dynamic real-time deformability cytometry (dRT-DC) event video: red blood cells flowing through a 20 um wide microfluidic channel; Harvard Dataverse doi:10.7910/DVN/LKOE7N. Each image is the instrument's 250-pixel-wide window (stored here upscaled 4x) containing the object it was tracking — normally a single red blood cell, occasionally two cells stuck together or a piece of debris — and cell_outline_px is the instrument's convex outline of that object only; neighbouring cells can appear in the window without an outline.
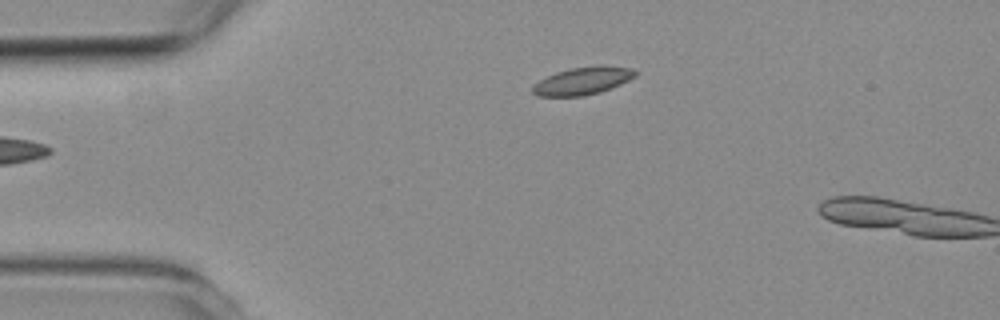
{"species": "common noctule bat (a hibernating species)", "species_latin": "Nyctalus noctula", "temperature_condition": "room temperature", "stored_images_in_passage": 4, "camera_frame_rate_fps": 3000, "um_per_image_px": 0.085, "animal": {"sex": "female", "body_mass_g": 19.3, "forearm_length_mm": 54.1}, "frame": {"image": 1, "passage_image": 4, "time_ms": 3.333, "image_size_px": [1000, 320], "cell_outline_px": [[640, 72], [636, 76], [620, 84], [600, 92], [584, 96], [540, 96], [532, 92], [532, 88], [540, 80], [556, 72], [572, 68], [632, 68]], "centroid_in_image_um": [49.51, 6.92], "position_along_channel_um": 35.5, "area_um2": 15.66}}